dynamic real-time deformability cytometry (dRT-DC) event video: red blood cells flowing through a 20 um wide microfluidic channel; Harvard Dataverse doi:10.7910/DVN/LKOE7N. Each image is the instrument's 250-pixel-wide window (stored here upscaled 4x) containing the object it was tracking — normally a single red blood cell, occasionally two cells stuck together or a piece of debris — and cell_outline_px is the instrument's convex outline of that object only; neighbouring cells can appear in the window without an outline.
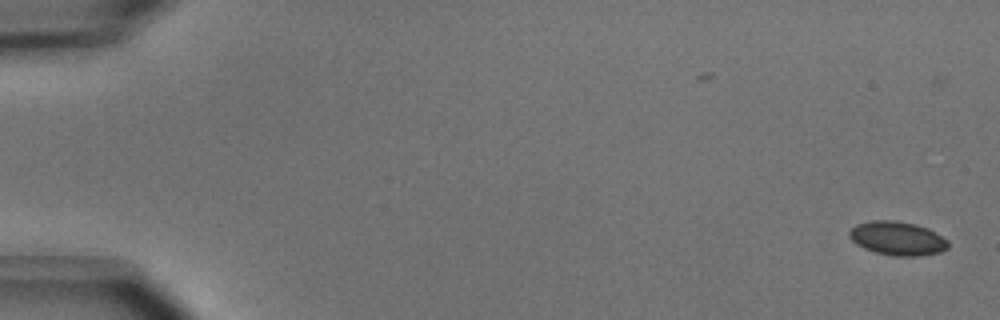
{"species": "common noctule bat (a hibernating species)", "species_latin": "Nyctalus noctula", "temperature_condition": "cold", "stored_images_in_passage": 15, "camera_frame_rate_fps": 3000, "um_per_image_px": 0.085, "animal": {"sex": "male", "body_mass_g": 15.6}, "frame": {"image": 1, "passage_image": 1, "time_ms": 0.0, "image_size_px": [1000, 320], "cell_outline_px": [[948, 248], [940, 252], [920, 256], [896, 256], [876, 252], [864, 248], [856, 244], [848, 236], [848, 232], [856, 224], [872, 220], [896, 220], [916, 224], [928, 228], [948, 240]], "centroid_in_image_um": [76.28, 20.25], "position_along_channel_um": 8.7, "area_um2": 19.54}}
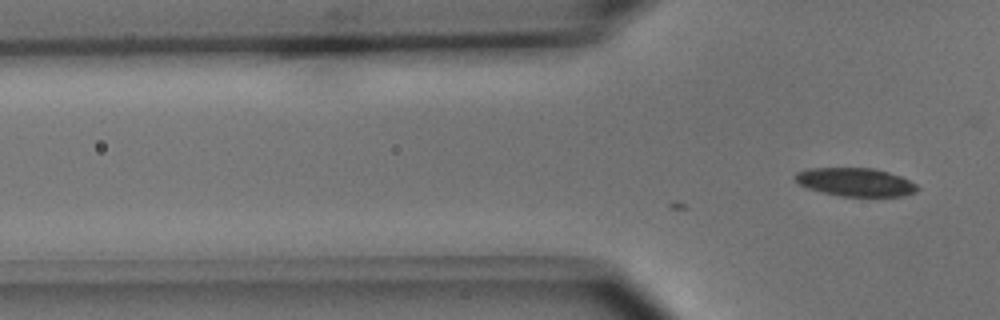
{"frame": {"image": 2, "passage_image": 15, "time_ms": 4.667, "image_size_px": [1000, 320], "cell_outline_px": [[920, 188], [916, 192], [904, 196], [840, 196], [808, 188], [800, 184], [792, 176], [796, 172], [808, 168], [872, 168], [888, 172], [900, 176], [916, 184]], "centroid_in_image_um": [72.71, 15.47], "position_along_channel_um": 53.1, "area_um2": 20.11}}